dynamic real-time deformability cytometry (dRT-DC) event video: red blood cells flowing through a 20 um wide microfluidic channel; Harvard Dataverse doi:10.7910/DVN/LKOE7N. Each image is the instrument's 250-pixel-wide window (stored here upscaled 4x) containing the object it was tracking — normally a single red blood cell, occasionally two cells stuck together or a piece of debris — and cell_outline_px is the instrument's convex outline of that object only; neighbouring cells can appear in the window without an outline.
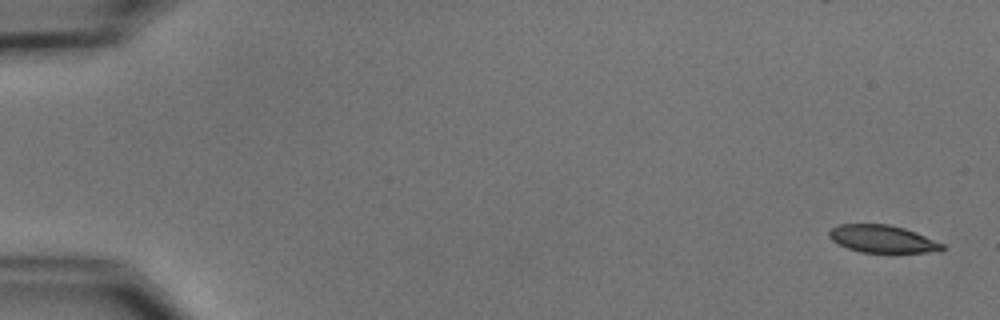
{"species": "common noctule bat (a hibernating species)", "species_latin": "Nyctalus noctula", "temperature_condition": "cold", "stored_images_in_passage": 8, "camera_frame_rate_fps": 3000, "um_per_image_px": 0.085, "animal": {"sex": "male", "body_mass_g": 15.6}, "frame": {"image": 1, "passage_image": 1, "time_ms": 0.0, "image_size_px": [1000, 320], "cell_outline_px": [[944, 248], [940, 252], [860, 252], [848, 248], [832, 240], [828, 236], [828, 232], [832, 228], [840, 224], [888, 224], [904, 228], [916, 232], [944, 244]], "centroid_in_image_um": [75.02, 20.3], "position_along_channel_um": 10.0, "area_um2": 18.03}}
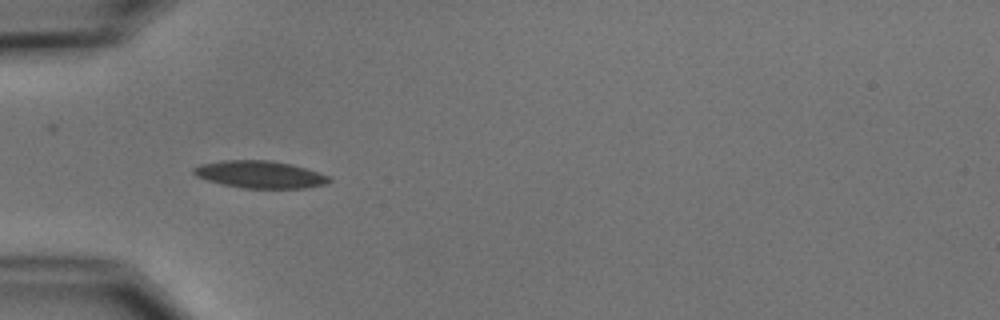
{"frame": {"image": 2, "passage_image": 5, "time_ms": 5.333, "image_size_px": [1000, 320], "cell_outline_px": [[332, 180], [328, 184], [308, 188], [244, 188], [220, 184], [196, 176], [192, 172], [192, 168], [200, 164], [224, 160], [272, 160], [292, 164], [328, 176]], "centroid_in_image_um": [22.09, 14.83], "position_along_channel_um": 62.9, "area_um2": 21.62}}
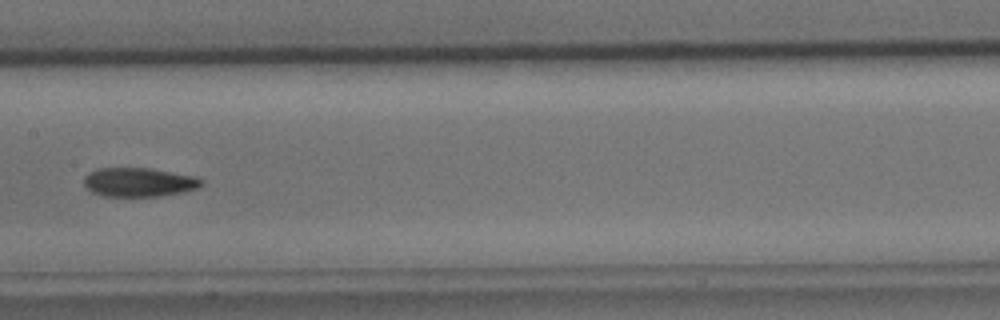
{"frame": {"image": 3, "passage_image": 8, "time_ms": 9.0, "image_size_px": [1000, 320], "cell_outline_px": [[204, 184], [200, 188], [184, 192], [160, 196], [104, 196], [92, 192], [84, 184], [84, 176], [88, 172], [96, 168], [148, 168], [192, 176], [204, 180]], "centroid_in_image_um": [11.81, 15.49], "position_along_channel_um": 195.6, "area_um2": 19.88}}